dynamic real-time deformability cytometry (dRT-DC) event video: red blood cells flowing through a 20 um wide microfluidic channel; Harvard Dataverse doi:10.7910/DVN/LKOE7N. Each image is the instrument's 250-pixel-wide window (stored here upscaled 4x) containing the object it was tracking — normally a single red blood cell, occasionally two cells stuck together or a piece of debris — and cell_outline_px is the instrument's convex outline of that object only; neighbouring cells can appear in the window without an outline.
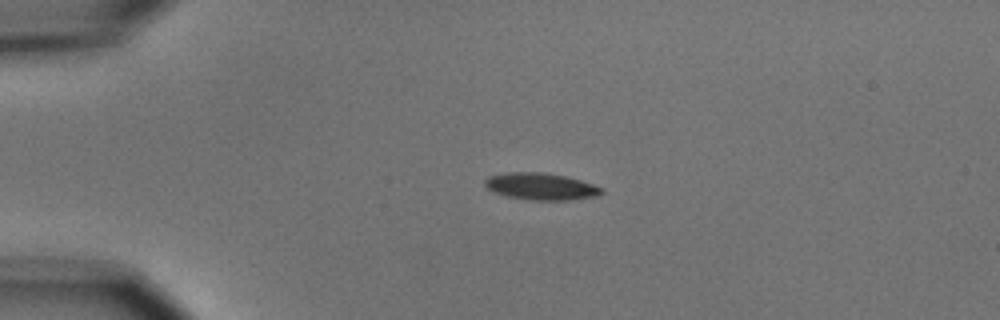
{"species": "common noctule bat (a hibernating species)", "species_latin": "Nyctalus noctula", "temperature_condition": "cold", "stored_images_in_passage": 4, "camera_frame_rate_fps": 3000, "um_per_image_px": 0.085, "animal": {"sex": "male", "body_mass_g": 15.6}, "frame": {"image": 1, "passage_image": 3, "time_ms": 2.333, "image_size_px": [1000, 320], "cell_outline_px": [[604, 192], [596, 196], [568, 200], [532, 200], [508, 196], [496, 192], [488, 188], [484, 184], [484, 180], [488, 176], [504, 172], [540, 172], [564, 176], [580, 180], [604, 188]], "centroid_in_image_um": [45.98, 15.84], "position_along_channel_um": 39.0, "area_um2": 18.15}}